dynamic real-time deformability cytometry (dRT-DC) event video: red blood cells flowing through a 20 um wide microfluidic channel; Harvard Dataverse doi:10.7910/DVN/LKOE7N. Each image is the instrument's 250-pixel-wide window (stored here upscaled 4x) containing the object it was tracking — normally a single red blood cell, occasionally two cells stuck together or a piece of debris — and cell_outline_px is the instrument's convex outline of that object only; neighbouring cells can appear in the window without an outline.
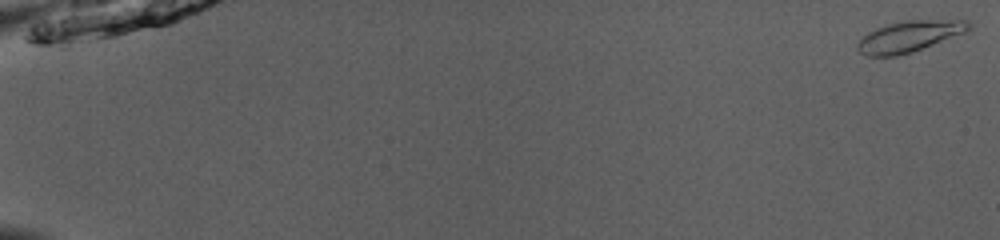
{"species": "common noctule bat (a hibernating species)", "species_latin": "Nyctalus noctula", "temperature_condition": "room temperature", "stored_images_in_passage": 7, "camera_frame_rate_fps": 3000, "um_per_image_px": 0.085, "animal": {"sex": "male", "body_mass_g": 13.0, "forearm_length_mm": 53.1}, "frame": {"image": 1, "passage_image": 1, "time_ms": 0.0, "image_size_px": [1000, 240], "cell_outline_px": [[972, 28], [964, 32], [912, 52], [896, 56], [868, 56], [860, 52], [856, 48], [856, 44], [868, 32], [876, 28], [888, 24], [904, 20], [968, 20], [972, 24]], "centroid_in_image_um": [77.27, 3.09], "position_along_channel_um": 7.7, "area_um2": 19.94}}